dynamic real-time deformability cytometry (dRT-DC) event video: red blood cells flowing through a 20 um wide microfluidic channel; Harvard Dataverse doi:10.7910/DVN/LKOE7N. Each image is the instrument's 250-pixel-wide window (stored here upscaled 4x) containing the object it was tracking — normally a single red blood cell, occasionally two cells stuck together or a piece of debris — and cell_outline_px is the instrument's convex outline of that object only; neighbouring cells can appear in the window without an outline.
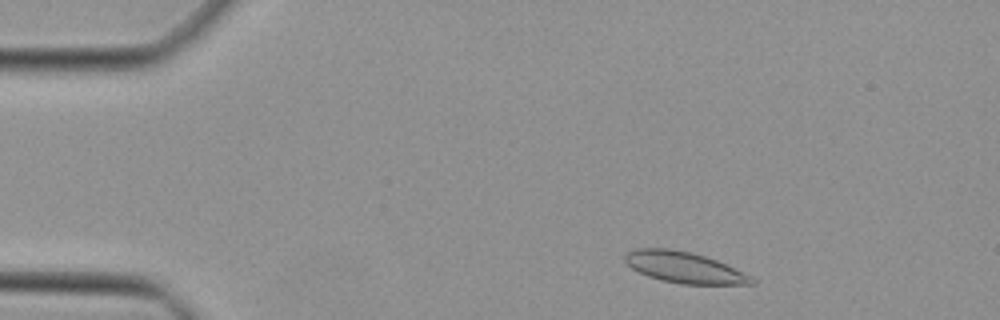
{"species": "Egyptian fruit bat (a non-hibernating species)", "species_latin": "Rousettus aegyptiacus", "temperature_condition": "cold", "stored_images_in_passage": 42, "camera_frame_rate_fps": 3000, "um_per_image_px": 0.085, "animal": {"sex": "female"}, "frame": {"image": 1, "passage_image": 3, "time_ms": 0.667, "image_size_px": [1000, 320], "cell_outline_px": [[756, 284], [680, 284], [660, 280], [648, 276], [632, 268], [624, 260], [624, 256], [628, 252], [636, 248], [668, 248], [692, 252], [716, 260], [752, 276], [756, 280]], "centroid_in_image_um": [58.16, 22.73], "position_along_channel_um": 26.8, "area_um2": 22.89}}
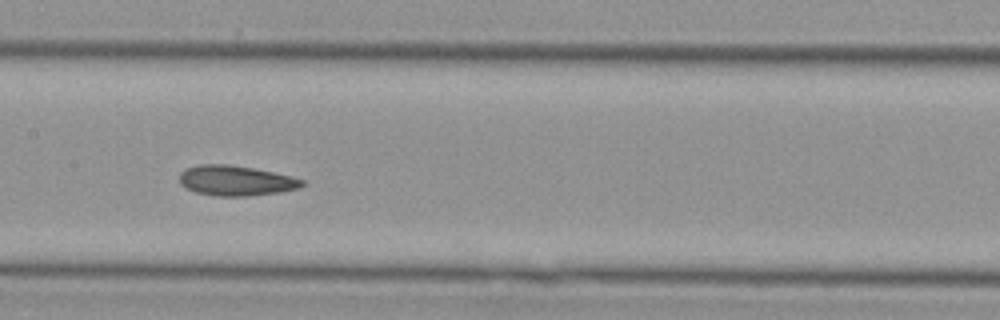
{"frame": {"image": 2, "passage_image": 19, "time_ms": 6.0, "image_size_px": [1000, 320], "cell_outline_px": [[304, 184], [300, 188], [280, 192], [248, 196], [216, 196], [196, 192], [180, 184], [180, 172], [188, 168], [200, 164], [228, 164], [252, 168], [292, 176], [304, 180]], "centroid_in_image_um": [20.07, 15.35], "position_along_channel_um": 187.3, "area_um2": 21.44}}
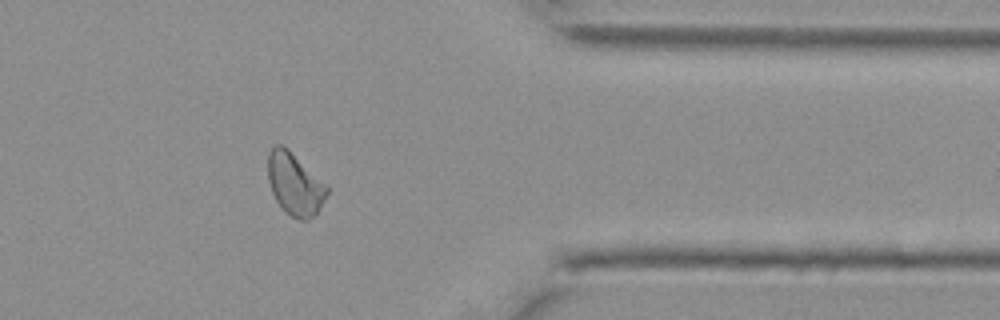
{"frame": {"image": 3, "passage_image": 34, "time_ms": 11.0, "image_size_px": [1000, 320], "cell_outline_px": [[328, 192], [316, 212], [308, 220], [300, 220], [284, 212], [276, 200], [272, 192], [268, 180], [268, 152], [276, 144], [280, 144], [288, 148], [328, 184]], "centroid_in_image_um": [25.05, 15.62], "position_along_channel_um": 386.3, "area_um2": 21.5}}